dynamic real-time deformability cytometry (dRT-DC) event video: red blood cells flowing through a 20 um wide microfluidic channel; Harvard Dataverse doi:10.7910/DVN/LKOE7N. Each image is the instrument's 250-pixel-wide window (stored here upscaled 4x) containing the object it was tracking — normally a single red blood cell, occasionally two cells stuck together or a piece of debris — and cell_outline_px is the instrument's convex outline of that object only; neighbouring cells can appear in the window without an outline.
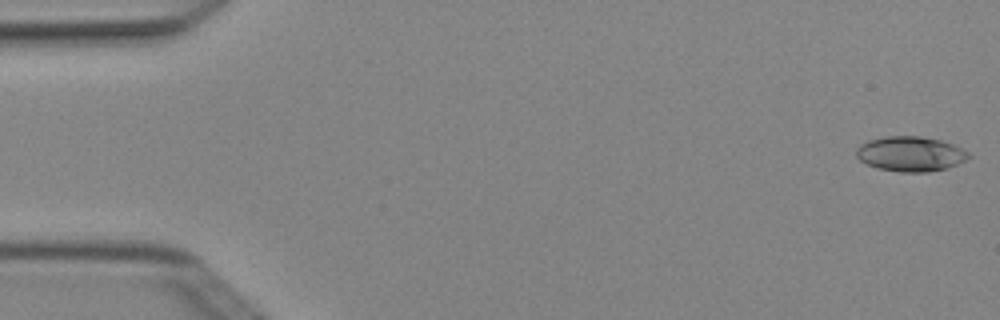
{"species": "Egyptian fruit bat (a non-hibernating species)", "species_latin": "Rousettus aegyptiacus", "temperature_condition": "cold", "stored_images_in_passage": 4, "camera_frame_rate_fps": 3000, "um_per_image_px": 0.085, "animal": {"sex": "female"}, "frame": {"image": 1, "passage_image": 1, "time_ms": 0.0, "image_size_px": [1000, 320], "cell_outline_px": [[972, 156], [948, 168], [928, 172], [900, 172], [876, 168], [860, 160], [856, 156], [856, 148], [860, 144], [868, 140], [884, 136], [920, 136], [940, 140], [952, 144], [968, 152]], "centroid_in_image_um": [77.36, 13.08], "position_along_channel_um": 7.6, "area_um2": 22.89}}